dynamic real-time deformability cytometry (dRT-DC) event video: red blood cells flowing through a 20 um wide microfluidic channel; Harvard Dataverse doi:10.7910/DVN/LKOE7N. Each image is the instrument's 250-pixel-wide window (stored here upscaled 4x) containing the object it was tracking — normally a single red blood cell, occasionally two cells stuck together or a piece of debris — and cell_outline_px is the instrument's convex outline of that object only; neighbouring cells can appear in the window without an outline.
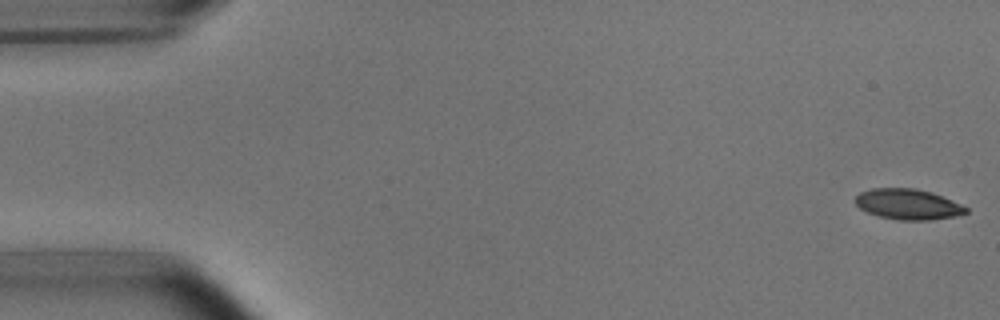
{"species": "common noctule bat (a hibernating species)", "species_latin": "Nyctalus noctula", "temperature_condition": "room temperature", "stored_images_in_passage": 46, "camera_frame_rate_fps": 3000, "um_per_image_px": 0.085, "animal": {"sex": "male", "body_mass_g": 15.6}, "frame": {"image": 1, "passage_image": 1, "time_ms": 0.0, "image_size_px": [1000, 320], "cell_outline_px": [[968, 212], [952, 216], [932, 220], [900, 220], [880, 216], [868, 212], [860, 208], [856, 204], [856, 196], [860, 192], [872, 188], [916, 188], [932, 192], [960, 204], [968, 208]], "centroid_in_image_um": [77.17, 17.35], "position_along_channel_um": 7.8, "area_um2": 19.48}}
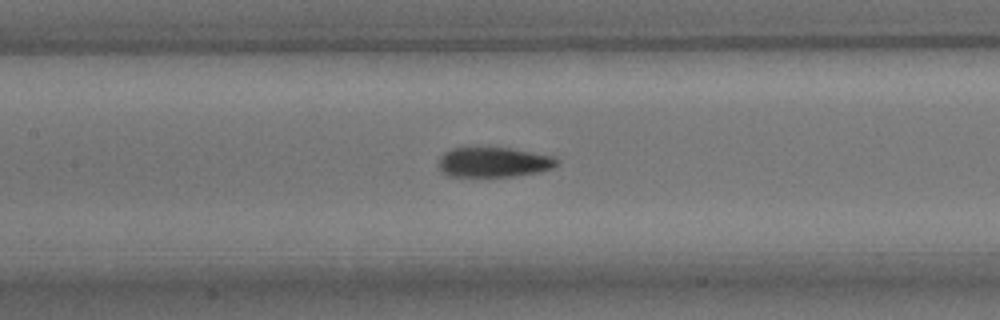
{"frame": {"image": 2, "passage_image": 24, "time_ms": 7.667, "image_size_px": [1000, 320], "cell_outline_px": [[560, 164], [556, 168], [540, 172], [516, 176], [448, 176], [440, 172], [436, 164], [440, 156], [444, 152], [452, 148], [508, 148], [552, 156], [560, 160]], "centroid_in_image_um": [41.96, 13.8], "position_along_channel_um": 165.4, "area_um2": 20.92}}
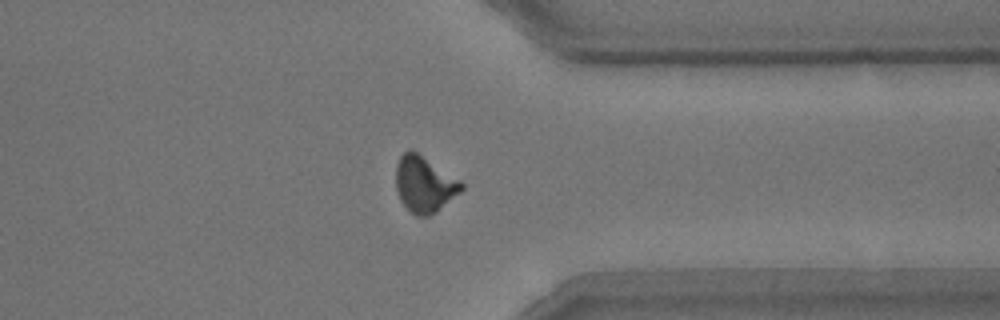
{"frame": {"image": 3, "passage_image": 41, "time_ms": 13.333, "image_size_px": [1000, 320], "cell_outline_px": [[464, 188], [460, 192], [436, 212], [428, 216], [416, 216], [400, 200], [396, 188], [396, 164], [400, 156], [408, 148], [412, 148], [460, 180], [464, 184]], "centroid_in_image_um": [36.06, 15.63], "position_along_channel_um": 375.3, "area_um2": 21.44}}